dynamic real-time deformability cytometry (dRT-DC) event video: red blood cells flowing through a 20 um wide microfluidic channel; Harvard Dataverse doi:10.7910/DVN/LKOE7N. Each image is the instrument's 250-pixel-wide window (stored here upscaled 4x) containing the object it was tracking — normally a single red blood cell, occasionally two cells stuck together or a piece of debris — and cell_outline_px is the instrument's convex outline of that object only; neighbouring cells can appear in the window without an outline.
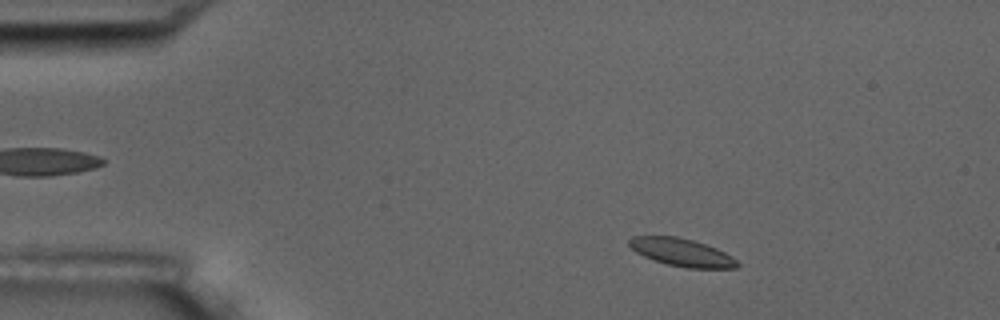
{"species": "common noctule bat (a hibernating species)", "species_latin": "Nyctalus noctula", "temperature_condition": "room temperature", "stored_images_in_passage": 3, "camera_frame_rate_fps": 3000, "um_per_image_px": 0.085, "animal": {"sex": "male", "body_mass_g": 17.5, "forearm_length_mm": 52.3}, "frame": {"image": 1, "passage_image": 1, "time_ms": 0.0, "image_size_px": [1000, 320], "cell_outline_px": [[740, 264], [736, 268], [688, 268], [668, 264], [652, 260], [636, 252], [628, 244], [628, 240], [632, 236], [676, 236], [692, 240], [716, 248], [732, 256]], "centroid_in_image_um": [57.94, 21.45], "position_along_channel_um": 27.1, "area_um2": 17.4}}